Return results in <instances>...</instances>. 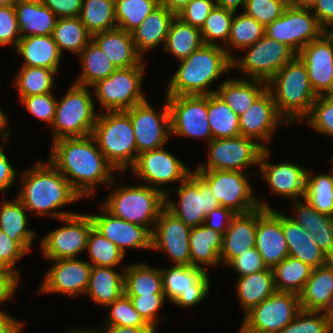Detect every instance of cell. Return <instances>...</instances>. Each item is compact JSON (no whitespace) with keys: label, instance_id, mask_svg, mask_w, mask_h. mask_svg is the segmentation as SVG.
Segmentation results:
<instances>
[{"label":"cell","instance_id":"79","mask_svg":"<svg viewBox=\"0 0 333 333\" xmlns=\"http://www.w3.org/2000/svg\"><path fill=\"white\" fill-rule=\"evenodd\" d=\"M326 32L333 39V25Z\"/></svg>","mask_w":333,"mask_h":333},{"label":"cell","instance_id":"31","mask_svg":"<svg viewBox=\"0 0 333 333\" xmlns=\"http://www.w3.org/2000/svg\"><path fill=\"white\" fill-rule=\"evenodd\" d=\"M176 15L165 6L156 7L131 34L137 52L143 54L165 44L170 25Z\"/></svg>","mask_w":333,"mask_h":333},{"label":"cell","instance_id":"30","mask_svg":"<svg viewBox=\"0 0 333 333\" xmlns=\"http://www.w3.org/2000/svg\"><path fill=\"white\" fill-rule=\"evenodd\" d=\"M282 229L288 247V256L299 259L312 269L323 266L330 261L325 253L319 249L309 232L290 218V215L282 213Z\"/></svg>","mask_w":333,"mask_h":333},{"label":"cell","instance_id":"12","mask_svg":"<svg viewBox=\"0 0 333 333\" xmlns=\"http://www.w3.org/2000/svg\"><path fill=\"white\" fill-rule=\"evenodd\" d=\"M263 147L254 139L242 135L212 139L208 143V158L205 164H199L194 171H243L259 165Z\"/></svg>","mask_w":333,"mask_h":333},{"label":"cell","instance_id":"37","mask_svg":"<svg viewBox=\"0 0 333 333\" xmlns=\"http://www.w3.org/2000/svg\"><path fill=\"white\" fill-rule=\"evenodd\" d=\"M27 212L28 210L17 197L12 200H3L0 206V230L30 253L36 233L27 228Z\"/></svg>","mask_w":333,"mask_h":333},{"label":"cell","instance_id":"35","mask_svg":"<svg viewBox=\"0 0 333 333\" xmlns=\"http://www.w3.org/2000/svg\"><path fill=\"white\" fill-rule=\"evenodd\" d=\"M229 78L218 86L215 93L240 116L267 89V83L244 77Z\"/></svg>","mask_w":333,"mask_h":333},{"label":"cell","instance_id":"80","mask_svg":"<svg viewBox=\"0 0 333 333\" xmlns=\"http://www.w3.org/2000/svg\"><path fill=\"white\" fill-rule=\"evenodd\" d=\"M330 318H331V325H332V329H333V309L330 312Z\"/></svg>","mask_w":333,"mask_h":333},{"label":"cell","instance_id":"42","mask_svg":"<svg viewBox=\"0 0 333 333\" xmlns=\"http://www.w3.org/2000/svg\"><path fill=\"white\" fill-rule=\"evenodd\" d=\"M207 112L212 139L240 135L239 116L216 93L207 95Z\"/></svg>","mask_w":333,"mask_h":333},{"label":"cell","instance_id":"26","mask_svg":"<svg viewBox=\"0 0 333 333\" xmlns=\"http://www.w3.org/2000/svg\"><path fill=\"white\" fill-rule=\"evenodd\" d=\"M255 248L262 256L266 267L271 269L288 256L280 211L258 207Z\"/></svg>","mask_w":333,"mask_h":333},{"label":"cell","instance_id":"74","mask_svg":"<svg viewBox=\"0 0 333 333\" xmlns=\"http://www.w3.org/2000/svg\"><path fill=\"white\" fill-rule=\"evenodd\" d=\"M8 118L5 115V112L0 109V137L2 141L8 142V138H10L11 131L7 128ZM8 129V130H6Z\"/></svg>","mask_w":333,"mask_h":333},{"label":"cell","instance_id":"2","mask_svg":"<svg viewBox=\"0 0 333 333\" xmlns=\"http://www.w3.org/2000/svg\"><path fill=\"white\" fill-rule=\"evenodd\" d=\"M20 181L22 186L16 196L28 213L35 212L37 216L46 215L57 220L76 214L58 210L82 197L49 161H36L23 172Z\"/></svg>","mask_w":333,"mask_h":333},{"label":"cell","instance_id":"3","mask_svg":"<svg viewBox=\"0 0 333 333\" xmlns=\"http://www.w3.org/2000/svg\"><path fill=\"white\" fill-rule=\"evenodd\" d=\"M232 70V59L223 47L203 44L181 60L169 81L166 96L209 95L208 88L216 79Z\"/></svg>","mask_w":333,"mask_h":333},{"label":"cell","instance_id":"65","mask_svg":"<svg viewBox=\"0 0 333 333\" xmlns=\"http://www.w3.org/2000/svg\"><path fill=\"white\" fill-rule=\"evenodd\" d=\"M300 200H293L298 216L296 217H290L292 218L298 225H300L303 229H305L307 232L308 230H312V222H313V215L317 212V210L305 199Z\"/></svg>","mask_w":333,"mask_h":333},{"label":"cell","instance_id":"66","mask_svg":"<svg viewBox=\"0 0 333 333\" xmlns=\"http://www.w3.org/2000/svg\"><path fill=\"white\" fill-rule=\"evenodd\" d=\"M19 278L9 269H0V303L8 301L14 296L20 282Z\"/></svg>","mask_w":333,"mask_h":333},{"label":"cell","instance_id":"43","mask_svg":"<svg viewBox=\"0 0 333 333\" xmlns=\"http://www.w3.org/2000/svg\"><path fill=\"white\" fill-rule=\"evenodd\" d=\"M272 270L276 291L300 295L310 277L312 268L299 259L287 256Z\"/></svg>","mask_w":333,"mask_h":333},{"label":"cell","instance_id":"46","mask_svg":"<svg viewBox=\"0 0 333 333\" xmlns=\"http://www.w3.org/2000/svg\"><path fill=\"white\" fill-rule=\"evenodd\" d=\"M233 16L230 36L227 45L224 47L228 56L233 59L231 52L234 49L243 50L260 40L265 35V27L254 18L246 15L243 11ZM229 49V50H228Z\"/></svg>","mask_w":333,"mask_h":333},{"label":"cell","instance_id":"7","mask_svg":"<svg viewBox=\"0 0 333 333\" xmlns=\"http://www.w3.org/2000/svg\"><path fill=\"white\" fill-rule=\"evenodd\" d=\"M88 88L73 83L63 98L57 100L51 125L52 142L92 134L99 113L95 112L94 97Z\"/></svg>","mask_w":333,"mask_h":333},{"label":"cell","instance_id":"59","mask_svg":"<svg viewBox=\"0 0 333 333\" xmlns=\"http://www.w3.org/2000/svg\"><path fill=\"white\" fill-rule=\"evenodd\" d=\"M215 5V0H191L176 16L201 29Z\"/></svg>","mask_w":333,"mask_h":333},{"label":"cell","instance_id":"64","mask_svg":"<svg viewBox=\"0 0 333 333\" xmlns=\"http://www.w3.org/2000/svg\"><path fill=\"white\" fill-rule=\"evenodd\" d=\"M6 143V141H1L0 144V192L10 189L18 177L17 170L13 168V165L4 152L3 148Z\"/></svg>","mask_w":333,"mask_h":333},{"label":"cell","instance_id":"32","mask_svg":"<svg viewBox=\"0 0 333 333\" xmlns=\"http://www.w3.org/2000/svg\"><path fill=\"white\" fill-rule=\"evenodd\" d=\"M14 7L21 38L52 35L58 18L41 0H19Z\"/></svg>","mask_w":333,"mask_h":333},{"label":"cell","instance_id":"53","mask_svg":"<svg viewBox=\"0 0 333 333\" xmlns=\"http://www.w3.org/2000/svg\"><path fill=\"white\" fill-rule=\"evenodd\" d=\"M106 323L103 326H124V327H139L151 326L147 324L140 314L135 310L132 302L125 293L118 299L108 304Z\"/></svg>","mask_w":333,"mask_h":333},{"label":"cell","instance_id":"57","mask_svg":"<svg viewBox=\"0 0 333 333\" xmlns=\"http://www.w3.org/2000/svg\"><path fill=\"white\" fill-rule=\"evenodd\" d=\"M53 92L38 94L28 97H20L21 102L26 107V111L35 118L52 125L56 112L57 99Z\"/></svg>","mask_w":333,"mask_h":333},{"label":"cell","instance_id":"41","mask_svg":"<svg viewBox=\"0 0 333 333\" xmlns=\"http://www.w3.org/2000/svg\"><path fill=\"white\" fill-rule=\"evenodd\" d=\"M202 45L200 28L191 26L176 16L170 25L163 50L181 61Z\"/></svg>","mask_w":333,"mask_h":333},{"label":"cell","instance_id":"58","mask_svg":"<svg viewBox=\"0 0 333 333\" xmlns=\"http://www.w3.org/2000/svg\"><path fill=\"white\" fill-rule=\"evenodd\" d=\"M21 39L14 6H0V46L11 45L16 48Z\"/></svg>","mask_w":333,"mask_h":333},{"label":"cell","instance_id":"76","mask_svg":"<svg viewBox=\"0 0 333 333\" xmlns=\"http://www.w3.org/2000/svg\"><path fill=\"white\" fill-rule=\"evenodd\" d=\"M239 333H265L262 331L255 330L251 328L249 325H247L244 321L242 322V325L240 327Z\"/></svg>","mask_w":333,"mask_h":333},{"label":"cell","instance_id":"78","mask_svg":"<svg viewBox=\"0 0 333 333\" xmlns=\"http://www.w3.org/2000/svg\"><path fill=\"white\" fill-rule=\"evenodd\" d=\"M19 0H0V6H15Z\"/></svg>","mask_w":333,"mask_h":333},{"label":"cell","instance_id":"52","mask_svg":"<svg viewBox=\"0 0 333 333\" xmlns=\"http://www.w3.org/2000/svg\"><path fill=\"white\" fill-rule=\"evenodd\" d=\"M280 333H333L330 313L301 309Z\"/></svg>","mask_w":333,"mask_h":333},{"label":"cell","instance_id":"60","mask_svg":"<svg viewBox=\"0 0 333 333\" xmlns=\"http://www.w3.org/2000/svg\"><path fill=\"white\" fill-rule=\"evenodd\" d=\"M238 273V277L249 275L266 269L262 256L256 248L247 250L244 254L234 258L228 265Z\"/></svg>","mask_w":333,"mask_h":333},{"label":"cell","instance_id":"15","mask_svg":"<svg viewBox=\"0 0 333 333\" xmlns=\"http://www.w3.org/2000/svg\"><path fill=\"white\" fill-rule=\"evenodd\" d=\"M170 111L171 136L212 140L208 122L207 95L166 96Z\"/></svg>","mask_w":333,"mask_h":333},{"label":"cell","instance_id":"63","mask_svg":"<svg viewBox=\"0 0 333 333\" xmlns=\"http://www.w3.org/2000/svg\"><path fill=\"white\" fill-rule=\"evenodd\" d=\"M234 215L235 213L230 209L220 206L206 215L204 224L224 234Z\"/></svg>","mask_w":333,"mask_h":333},{"label":"cell","instance_id":"73","mask_svg":"<svg viewBox=\"0 0 333 333\" xmlns=\"http://www.w3.org/2000/svg\"><path fill=\"white\" fill-rule=\"evenodd\" d=\"M246 0H215V4L219 7H223L225 9H229L232 11H235L238 9V7L241 5L245 6Z\"/></svg>","mask_w":333,"mask_h":333},{"label":"cell","instance_id":"55","mask_svg":"<svg viewBox=\"0 0 333 333\" xmlns=\"http://www.w3.org/2000/svg\"><path fill=\"white\" fill-rule=\"evenodd\" d=\"M288 5V0H246L243 12L266 27L278 19Z\"/></svg>","mask_w":333,"mask_h":333},{"label":"cell","instance_id":"49","mask_svg":"<svg viewBox=\"0 0 333 333\" xmlns=\"http://www.w3.org/2000/svg\"><path fill=\"white\" fill-rule=\"evenodd\" d=\"M304 199L317 211L333 216V167L331 173L315 176L312 170H307Z\"/></svg>","mask_w":333,"mask_h":333},{"label":"cell","instance_id":"9","mask_svg":"<svg viewBox=\"0 0 333 333\" xmlns=\"http://www.w3.org/2000/svg\"><path fill=\"white\" fill-rule=\"evenodd\" d=\"M211 188L220 206L230 209L235 214L251 212L258 207L271 209L265 199L259 200L254 195L253 186L243 171H195Z\"/></svg>","mask_w":333,"mask_h":333},{"label":"cell","instance_id":"27","mask_svg":"<svg viewBox=\"0 0 333 333\" xmlns=\"http://www.w3.org/2000/svg\"><path fill=\"white\" fill-rule=\"evenodd\" d=\"M257 221L258 208L232 217L229 227L223 234L221 264L227 266L234 258L255 248Z\"/></svg>","mask_w":333,"mask_h":333},{"label":"cell","instance_id":"16","mask_svg":"<svg viewBox=\"0 0 333 333\" xmlns=\"http://www.w3.org/2000/svg\"><path fill=\"white\" fill-rule=\"evenodd\" d=\"M311 12L288 5L278 19L265 27V35L286 44L297 54L325 32Z\"/></svg>","mask_w":333,"mask_h":333},{"label":"cell","instance_id":"39","mask_svg":"<svg viewBox=\"0 0 333 333\" xmlns=\"http://www.w3.org/2000/svg\"><path fill=\"white\" fill-rule=\"evenodd\" d=\"M124 293L127 296L151 295L163 292L161 268L147 263H135L124 267Z\"/></svg>","mask_w":333,"mask_h":333},{"label":"cell","instance_id":"8","mask_svg":"<svg viewBox=\"0 0 333 333\" xmlns=\"http://www.w3.org/2000/svg\"><path fill=\"white\" fill-rule=\"evenodd\" d=\"M146 65L117 68L109 77L98 81L93 94L105 112L126 111L147 100L141 90Z\"/></svg>","mask_w":333,"mask_h":333},{"label":"cell","instance_id":"1","mask_svg":"<svg viewBox=\"0 0 333 333\" xmlns=\"http://www.w3.org/2000/svg\"><path fill=\"white\" fill-rule=\"evenodd\" d=\"M48 160L82 197L94 194L97 185L113 188L115 169L107 162L92 135L52 142ZM114 173V174H112Z\"/></svg>","mask_w":333,"mask_h":333},{"label":"cell","instance_id":"5","mask_svg":"<svg viewBox=\"0 0 333 333\" xmlns=\"http://www.w3.org/2000/svg\"><path fill=\"white\" fill-rule=\"evenodd\" d=\"M99 113L91 135L107 162L124 174L139 155L130 117L124 111Z\"/></svg>","mask_w":333,"mask_h":333},{"label":"cell","instance_id":"6","mask_svg":"<svg viewBox=\"0 0 333 333\" xmlns=\"http://www.w3.org/2000/svg\"><path fill=\"white\" fill-rule=\"evenodd\" d=\"M107 197L101 205L109 213L130 223L146 226L152 232L160 212L165 208V194L144 184L118 185Z\"/></svg>","mask_w":333,"mask_h":333},{"label":"cell","instance_id":"69","mask_svg":"<svg viewBox=\"0 0 333 333\" xmlns=\"http://www.w3.org/2000/svg\"><path fill=\"white\" fill-rule=\"evenodd\" d=\"M23 324L5 311H0V333H21Z\"/></svg>","mask_w":333,"mask_h":333},{"label":"cell","instance_id":"47","mask_svg":"<svg viewBox=\"0 0 333 333\" xmlns=\"http://www.w3.org/2000/svg\"><path fill=\"white\" fill-rule=\"evenodd\" d=\"M57 72L43 67L21 66L15 75L14 87L19 91V97H28L53 92L54 77Z\"/></svg>","mask_w":333,"mask_h":333},{"label":"cell","instance_id":"19","mask_svg":"<svg viewBox=\"0 0 333 333\" xmlns=\"http://www.w3.org/2000/svg\"><path fill=\"white\" fill-rule=\"evenodd\" d=\"M300 310V295L276 291L247 312L243 321L258 331L280 333Z\"/></svg>","mask_w":333,"mask_h":333},{"label":"cell","instance_id":"70","mask_svg":"<svg viewBox=\"0 0 333 333\" xmlns=\"http://www.w3.org/2000/svg\"><path fill=\"white\" fill-rule=\"evenodd\" d=\"M103 329H96L99 333H157L153 326L124 327V326H103Z\"/></svg>","mask_w":333,"mask_h":333},{"label":"cell","instance_id":"20","mask_svg":"<svg viewBox=\"0 0 333 333\" xmlns=\"http://www.w3.org/2000/svg\"><path fill=\"white\" fill-rule=\"evenodd\" d=\"M52 266L45 273L39 292L57 293L71 297L85 294L92 265L81 258L50 260Z\"/></svg>","mask_w":333,"mask_h":333},{"label":"cell","instance_id":"23","mask_svg":"<svg viewBox=\"0 0 333 333\" xmlns=\"http://www.w3.org/2000/svg\"><path fill=\"white\" fill-rule=\"evenodd\" d=\"M284 123L287 121L278 113L273 96L266 89L239 116L240 135L254 139L264 149L269 148L267 144L272 140L276 128Z\"/></svg>","mask_w":333,"mask_h":333},{"label":"cell","instance_id":"50","mask_svg":"<svg viewBox=\"0 0 333 333\" xmlns=\"http://www.w3.org/2000/svg\"><path fill=\"white\" fill-rule=\"evenodd\" d=\"M234 13L235 11L215 5L200 29L203 44L224 48L230 36Z\"/></svg>","mask_w":333,"mask_h":333},{"label":"cell","instance_id":"71","mask_svg":"<svg viewBox=\"0 0 333 333\" xmlns=\"http://www.w3.org/2000/svg\"><path fill=\"white\" fill-rule=\"evenodd\" d=\"M328 224H333V216L317 211L313 215L312 230H308L310 236L314 238L321 229H328Z\"/></svg>","mask_w":333,"mask_h":333},{"label":"cell","instance_id":"10","mask_svg":"<svg viewBox=\"0 0 333 333\" xmlns=\"http://www.w3.org/2000/svg\"><path fill=\"white\" fill-rule=\"evenodd\" d=\"M175 191L178 202L167 193L165 208L191 228L202 225L206 215L220 207L209 185L194 170L179 183Z\"/></svg>","mask_w":333,"mask_h":333},{"label":"cell","instance_id":"25","mask_svg":"<svg viewBox=\"0 0 333 333\" xmlns=\"http://www.w3.org/2000/svg\"><path fill=\"white\" fill-rule=\"evenodd\" d=\"M99 206L101 214H90L94 228L124 254L129 248L152 250V231L148 227L122 220L109 213L102 205Z\"/></svg>","mask_w":333,"mask_h":333},{"label":"cell","instance_id":"68","mask_svg":"<svg viewBox=\"0 0 333 333\" xmlns=\"http://www.w3.org/2000/svg\"><path fill=\"white\" fill-rule=\"evenodd\" d=\"M319 249L333 260V224H328V229H321L313 238Z\"/></svg>","mask_w":333,"mask_h":333},{"label":"cell","instance_id":"67","mask_svg":"<svg viewBox=\"0 0 333 333\" xmlns=\"http://www.w3.org/2000/svg\"><path fill=\"white\" fill-rule=\"evenodd\" d=\"M312 12L325 31L333 25V0H317Z\"/></svg>","mask_w":333,"mask_h":333},{"label":"cell","instance_id":"54","mask_svg":"<svg viewBox=\"0 0 333 333\" xmlns=\"http://www.w3.org/2000/svg\"><path fill=\"white\" fill-rule=\"evenodd\" d=\"M303 121L307 122L312 130L333 137V97L318 96Z\"/></svg>","mask_w":333,"mask_h":333},{"label":"cell","instance_id":"44","mask_svg":"<svg viewBox=\"0 0 333 333\" xmlns=\"http://www.w3.org/2000/svg\"><path fill=\"white\" fill-rule=\"evenodd\" d=\"M52 37L61 54L66 50L77 54V56L92 40V35L87 31L79 17L58 18Z\"/></svg>","mask_w":333,"mask_h":333},{"label":"cell","instance_id":"29","mask_svg":"<svg viewBox=\"0 0 333 333\" xmlns=\"http://www.w3.org/2000/svg\"><path fill=\"white\" fill-rule=\"evenodd\" d=\"M92 40L117 68L139 66L144 61L135 48L132 34L123 29L117 27L96 33Z\"/></svg>","mask_w":333,"mask_h":333},{"label":"cell","instance_id":"33","mask_svg":"<svg viewBox=\"0 0 333 333\" xmlns=\"http://www.w3.org/2000/svg\"><path fill=\"white\" fill-rule=\"evenodd\" d=\"M15 49L24 58L22 66L43 67L59 73L62 54L52 35L23 37Z\"/></svg>","mask_w":333,"mask_h":333},{"label":"cell","instance_id":"11","mask_svg":"<svg viewBox=\"0 0 333 333\" xmlns=\"http://www.w3.org/2000/svg\"><path fill=\"white\" fill-rule=\"evenodd\" d=\"M244 50L247 52L242 58L232 59V69L241 70L246 79L261 80L266 83L297 55L286 44L266 35Z\"/></svg>","mask_w":333,"mask_h":333},{"label":"cell","instance_id":"75","mask_svg":"<svg viewBox=\"0 0 333 333\" xmlns=\"http://www.w3.org/2000/svg\"><path fill=\"white\" fill-rule=\"evenodd\" d=\"M317 0H288V4L295 8L312 10Z\"/></svg>","mask_w":333,"mask_h":333},{"label":"cell","instance_id":"51","mask_svg":"<svg viewBox=\"0 0 333 333\" xmlns=\"http://www.w3.org/2000/svg\"><path fill=\"white\" fill-rule=\"evenodd\" d=\"M86 250L89 252L88 261L92 266L116 267L126 256L110 240L105 238L94 227L91 229Z\"/></svg>","mask_w":333,"mask_h":333},{"label":"cell","instance_id":"36","mask_svg":"<svg viewBox=\"0 0 333 333\" xmlns=\"http://www.w3.org/2000/svg\"><path fill=\"white\" fill-rule=\"evenodd\" d=\"M114 267L92 266L85 294L95 304L106 307L124 294V268L114 271Z\"/></svg>","mask_w":333,"mask_h":333},{"label":"cell","instance_id":"61","mask_svg":"<svg viewBox=\"0 0 333 333\" xmlns=\"http://www.w3.org/2000/svg\"><path fill=\"white\" fill-rule=\"evenodd\" d=\"M26 254L27 252L15 240L0 230V262L19 277L20 273L14 267Z\"/></svg>","mask_w":333,"mask_h":333},{"label":"cell","instance_id":"18","mask_svg":"<svg viewBox=\"0 0 333 333\" xmlns=\"http://www.w3.org/2000/svg\"><path fill=\"white\" fill-rule=\"evenodd\" d=\"M131 171L145 182L144 185L166 195L169 191L160 185L182 182L193 170L162 147L140 153Z\"/></svg>","mask_w":333,"mask_h":333},{"label":"cell","instance_id":"34","mask_svg":"<svg viewBox=\"0 0 333 333\" xmlns=\"http://www.w3.org/2000/svg\"><path fill=\"white\" fill-rule=\"evenodd\" d=\"M222 240L223 234L221 232L207 227L204 223L197 227H192L189 237L191 266L207 271V266L221 264Z\"/></svg>","mask_w":333,"mask_h":333},{"label":"cell","instance_id":"72","mask_svg":"<svg viewBox=\"0 0 333 333\" xmlns=\"http://www.w3.org/2000/svg\"><path fill=\"white\" fill-rule=\"evenodd\" d=\"M160 5L177 15L191 0H159Z\"/></svg>","mask_w":333,"mask_h":333},{"label":"cell","instance_id":"4","mask_svg":"<svg viewBox=\"0 0 333 333\" xmlns=\"http://www.w3.org/2000/svg\"><path fill=\"white\" fill-rule=\"evenodd\" d=\"M278 113L287 123L302 122L317 99L308 71L296 55L285 64L268 82Z\"/></svg>","mask_w":333,"mask_h":333},{"label":"cell","instance_id":"14","mask_svg":"<svg viewBox=\"0 0 333 333\" xmlns=\"http://www.w3.org/2000/svg\"><path fill=\"white\" fill-rule=\"evenodd\" d=\"M202 268L186 265H173L161 268L165 298L179 307H192L206 299L209 293L210 278Z\"/></svg>","mask_w":333,"mask_h":333},{"label":"cell","instance_id":"48","mask_svg":"<svg viewBox=\"0 0 333 333\" xmlns=\"http://www.w3.org/2000/svg\"><path fill=\"white\" fill-rule=\"evenodd\" d=\"M159 5V0H114L117 27L132 33Z\"/></svg>","mask_w":333,"mask_h":333},{"label":"cell","instance_id":"28","mask_svg":"<svg viewBox=\"0 0 333 333\" xmlns=\"http://www.w3.org/2000/svg\"><path fill=\"white\" fill-rule=\"evenodd\" d=\"M301 309L330 313L333 309V260L312 269L300 294Z\"/></svg>","mask_w":333,"mask_h":333},{"label":"cell","instance_id":"40","mask_svg":"<svg viewBox=\"0 0 333 333\" xmlns=\"http://www.w3.org/2000/svg\"><path fill=\"white\" fill-rule=\"evenodd\" d=\"M78 56L81 59L82 71L74 84L91 88L98 81L109 77L117 69L93 40Z\"/></svg>","mask_w":333,"mask_h":333},{"label":"cell","instance_id":"38","mask_svg":"<svg viewBox=\"0 0 333 333\" xmlns=\"http://www.w3.org/2000/svg\"><path fill=\"white\" fill-rule=\"evenodd\" d=\"M235 282L237 297L240 300V306L245 311L244 314L276 292L271 268L240 276Z\"/></svg>","mask_w":333,"mask_h":333},{"label":"cell","instance_id":"24","mask_svg":"<svg viewBox=\"0 0 333 333\" xmlns=\"http://www.w3.org/2000/svg\"><path fill=\"white\" fill-rule=\"evenodd\" d=\"M297 56L308 71L309 82L316 95H328L333 82V39L325 31L304 46Z\"/></svg>","mask_w":333,"mask_h":333},{"label":"cell","instance_id":"56","mask_svg":"<svg viewBox=\"0 0 333 333\" xmlns=\"http://www.w3.org/2000/svg\"><path fill=\"white\" fill-rule=\"evenodd\" d=\"M129 298L143 320L157 329V324L162 320L160 318H163L159 316L158 312L166 300L165 294L154 293L151 295L129 296Z\"/></svg>","mask_w":333,"mask_h":333},{"label":"cell","instance_id":"77","mask_svg":"<svg viewBox=\"0 0 333 333\" xmlns=\"http://www.w3.org/2000/svg\"><path fill=\"white\" fill-rule=\"evenodd\" d=\"M88 329V330H87ZM68 333H99L95 328H85V329H71Z\"/></svg>","mask_w":333,"mask_h":333},{"label":"cell","instance_id":"17","mask_svg":"<svg viewBox=\"0 0 333 333\" xmlns=\"http://www.w3.org/2000/svg\"><path fill=\"white\" fill-rule=\"evenodd\" d=\"M124 112L132 122L138 154L162 148L171 138L170 111L166 98L159 111L145 100Z\"/></svg>","mask_w":333,"mask_h":333},{"label":"cell","instance_id":"13","mask_svg":"<svg viewBox=\"0 0 333 333\" xmlns=\"http://www.w3.org/2000/svg\"><path fill=\"white\" fill-rule=\"evenodd\" d=\"M60 220L64 226L48 232L40 240L41 253L47 260L77 258L86 250L89 233L94 227L90 214L76 213Z\"/></svg>","mask_w":333,"mask_h":333},{"label":"cell","instance_id":"62","mask_svg":"<svg viewBox=\"0 0 333 333\" xmlns=\"http://www.w3.org/2000/svg\"><path fill=\"white\" fill-rule=\"evenodd\" d=\"M57 18L79 17L82 0H41Z\"/></svg>","mask_w":333,"mask_h":333},{"label":"cell","instance_id":"22","mask_svg":"<svg viewBox=\"0 0 333 333\" xmlns=\"http://www.w3.org/2000/svg\"><path fill=\"white\" fill-rule=\"evenodd\" d=\"M191 227L164 208L152 232V251L166 252L174 265H191L190 237Z\"/></svg>","mask_w":333,"mask_h":333},{"label":"cell","instance_id":"45","mask_svg":"<svg viewBox=\"0 0 333 333\" xmlns=\"http://www.w3.org/2000/svg\"><path fill=\"white\" fill-rule=\"evenodd\" d=\"M79 19L91 35L117 28L114 0H82Z\"/></svg>","mask_w":333,"mask_h":333},{"label":"cell","instance_id":"21","mask_svg":"<svg viewBox=\"0 0 333 333\" xmlns=\"http://www.w3.org/2000/svg\"><path fill=\"white\" fill-rule=\"evenodd\" d=\"M270 149H263L259 159V177L269 185L271 194L290 200L305 198L307 170L292 162H268ZM299 197V198H298ZM301 198V199H300Z\"/></svg>","mask_w":333,"mask_h":333}]
</instances>
